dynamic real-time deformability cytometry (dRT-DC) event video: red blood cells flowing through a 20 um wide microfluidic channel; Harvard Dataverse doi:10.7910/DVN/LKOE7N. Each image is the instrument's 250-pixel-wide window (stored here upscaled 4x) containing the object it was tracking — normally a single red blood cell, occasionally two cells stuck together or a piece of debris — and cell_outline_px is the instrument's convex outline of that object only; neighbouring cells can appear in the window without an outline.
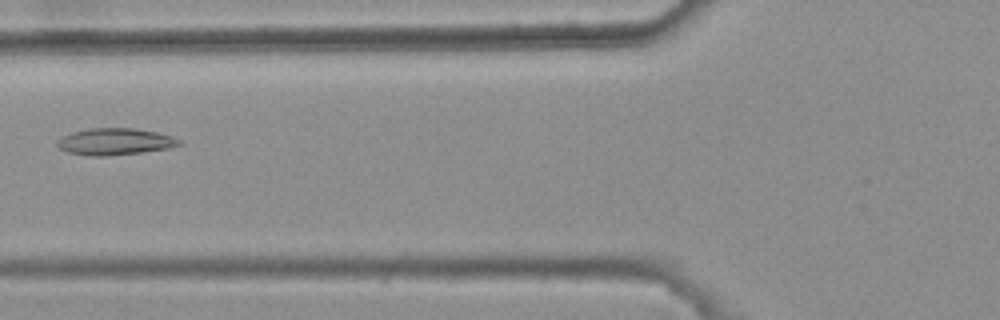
{"species": "common noctule bat (a hibernating species)", "species_latin": "Nyctalus noctula", "temperature_condition": "warm", "stored_images_in_passage": 4, "camera_frame_rate_fps": 3000, "um_per_image_px": 0.085, "animal": {"sex": "female", "body_mass_g": 25.1}, "frame": {"image": 1, "passage_image": 3, "time_ms": 0.667, "image_size_px": [1000, 320], "cell_outline_px": [[180, 144], [168, 148], [140, 152], [104, 156], [88, 156], [68, 152], [60, 148], [56, 144], [56, 140], [72, 132], [92, 128], [136, 128], [156, 132], [172, 136], [180, 140]], "centroid_in_image_um": [9.74, 12.03], "position_along_channel_um": 116.1, "area_um2": 18.79}}
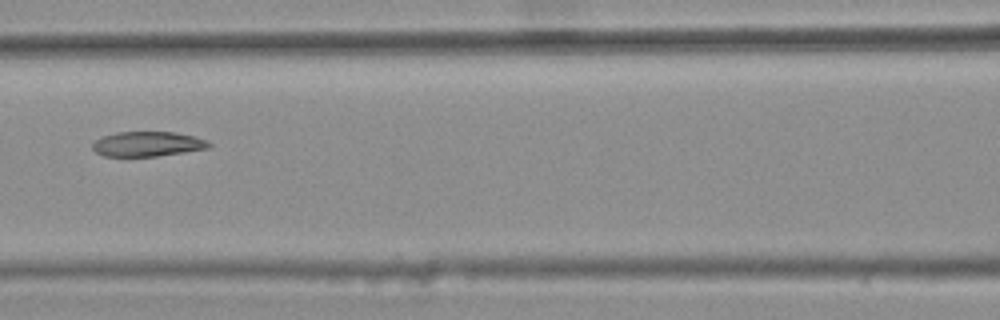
{"frame": {"image": 2, "passage_image": 4, "time_ms": 1.0, "image_size_px": [1000, 320], "cell_outline_px": [[212, 144], [208, 148], [184, 152], [156, 156], [104, 156], [96, 152], [92, 148], [92, 144], [96, 140], [104, 136], [116, 132], [176, 132], [192, 136], [204, 140]], "centroid_in_image_um": [12.52, 12.24], "position_along_channel_um": 154.1, "area_um2": 16.65}}